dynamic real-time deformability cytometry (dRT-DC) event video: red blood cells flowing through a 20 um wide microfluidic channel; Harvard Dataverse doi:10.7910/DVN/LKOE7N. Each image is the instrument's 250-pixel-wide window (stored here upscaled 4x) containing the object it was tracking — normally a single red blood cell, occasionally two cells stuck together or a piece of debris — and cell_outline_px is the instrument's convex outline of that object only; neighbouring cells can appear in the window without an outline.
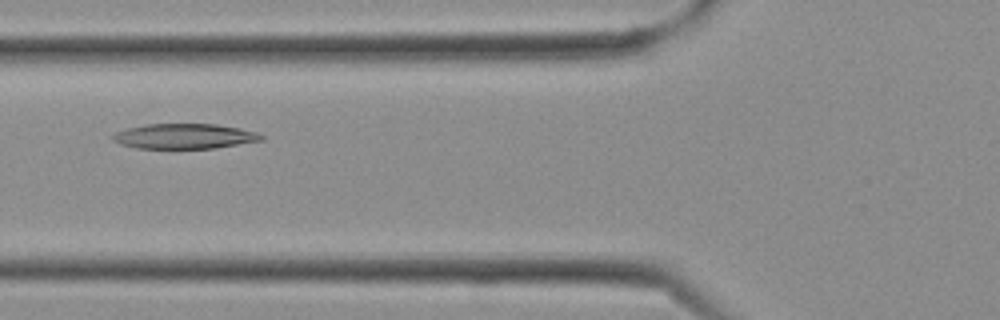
{"species": "Egyptian fruit bat (a non-hibernating species)", "species_latin": "Rousettus aegyptiacus", "temperature_condition": "cold", "stored_images_in_passage": 13, "camera_frame_rate_fps": 3000, "um_per_image_px": 0.085, "frame": {"image": 1, "passage_image": 10, "time_ms": 3.0, "image_size_px": [1000, 320], "cell_outline_px": [[264, 140], [216, 148], [136, 148], [120, 144], [112, 140], [112, 136], [116, 132], [128, 128], [148, 124], [216, 124], [240, 128], [256, 132], [264, 136]], "centroid_in_image_um": [15.7, 11.58], "position_along_channel_um": 110.1, "area_um2": 21.68}}
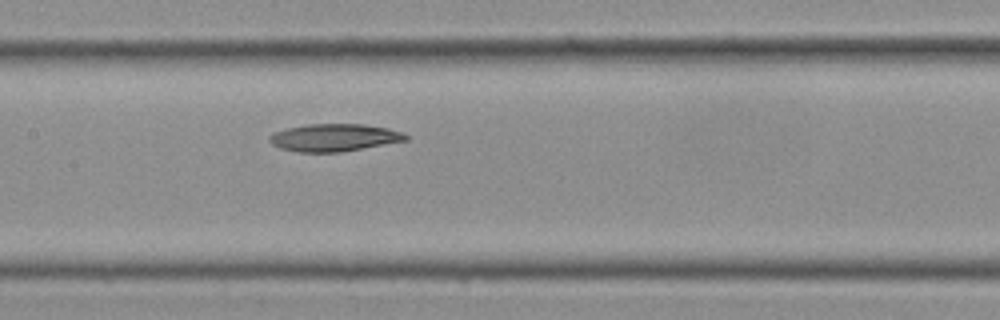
{"frame": {"image": 2, "passage_image": 13, "time_ms": 4.0, "image_size_px": [1000, 320], "cell_outline_px": [[408, 140], [340, 152], [296, 152], [280, 148], [272, 144], [268, 140], [268, 136], [272, 132], [288, 128], [308, 124], [364, 124], [388, 128], [400, 132], [408, 136]], "centroid_in_image_um": [28.36, 11.69], "position_along_channel_um": 179.0, "area_um2": 21.79}}